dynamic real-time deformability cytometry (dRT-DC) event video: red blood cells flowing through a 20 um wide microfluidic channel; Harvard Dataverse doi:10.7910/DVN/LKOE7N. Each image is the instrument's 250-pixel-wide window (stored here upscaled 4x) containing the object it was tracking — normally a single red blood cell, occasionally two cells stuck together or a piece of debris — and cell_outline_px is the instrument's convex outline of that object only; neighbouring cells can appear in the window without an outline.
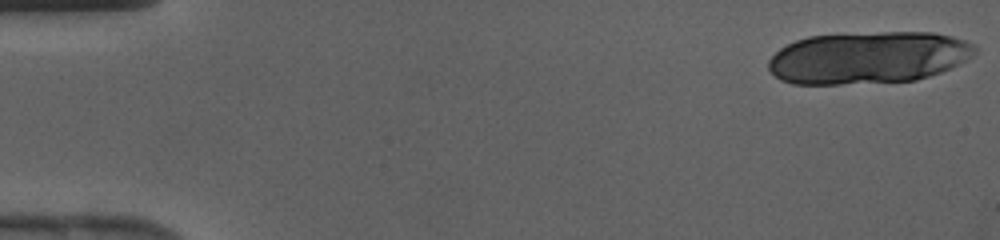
{"species": "human", "species_latin": "Homo sapiens", "temperature_condition": "cold", "stored_images_in_passage": 14, "camera_frame_rate_fps": 3000, "um_per_image_px": 0.085, "donor": {"sex": "female"}, "frame": {"image": 1, "passage_image": 1, "time_ms": 0.0, "image_size_px": [1000, 240], "cell_outline_px": [[976, 52], [964, 60], [940, 72], [916, 80], [840, 84], [792, 84], [780, 80], [768, 68], [768, 60], [780, 48], [796, 40], [808, 36], [880, 32], [932, 32], [952, 36], [964, 40], [972, 44], [976, 48]], "centroid_in_image_um": [73.75, 4.89], "position_along_channel_um": 11.2, "area_um2": 62.42}}